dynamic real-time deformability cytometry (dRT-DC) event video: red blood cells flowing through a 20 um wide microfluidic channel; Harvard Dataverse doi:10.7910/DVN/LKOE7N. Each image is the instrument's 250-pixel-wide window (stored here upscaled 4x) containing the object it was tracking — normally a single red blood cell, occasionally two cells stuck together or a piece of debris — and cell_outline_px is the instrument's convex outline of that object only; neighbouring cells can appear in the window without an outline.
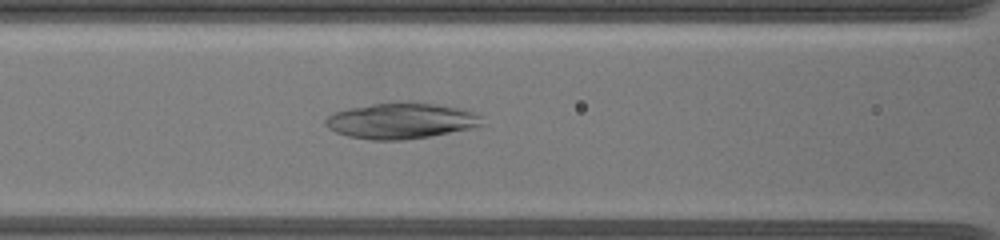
{"species": "common noctule bat (a hibernating species)", "species_latin": "Nyctalus noctula", "temperature_condition": "warm", "stored_images_in_passage": 32, "camera_frame_rate_fps": 3000, "um_per_image_px": 0.085, "animal": {"sex": "female", "body_mass_g": 19.5, "forearm_length_mm": 54.1}, "frame": {"image": 1, "passage_image": 13, "time_ms": 9.333, "image_size_px": [1000, 240], "cell_outline_px": [[484, 124], [476, 128], [404, 140], [372, 140], [348, 136], [336, 132], [328, 128], [324, 124], [324, 120], [332, 112], [348, 108], [372, 104], [400, 100], [436, 104], [460, 108], [472, 112], [480, 116]], "centroid_in_image_um": [34.08, 10.25], "position_along_channel_um": 132.5, "area_um2": 33.12}}
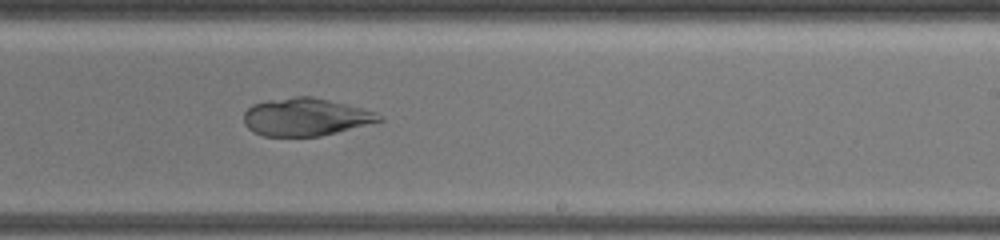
{"frame": {"image": 2, "passage_image": 18, "time_ms": 13.0, "image_size_px": [1000, 240], "cell_outline_px": [[384, 120], [320, 136], [264, 136], [252, 132], [244, 124], [244, 112], [252, 104], [264, 100], [292, 96], [312, 96], [376, 112], [384, 116]], "centroid_in_image_um": [25.93, 9.94], "position_along_channel_um": 263.1, "area_um2": 29.77}}
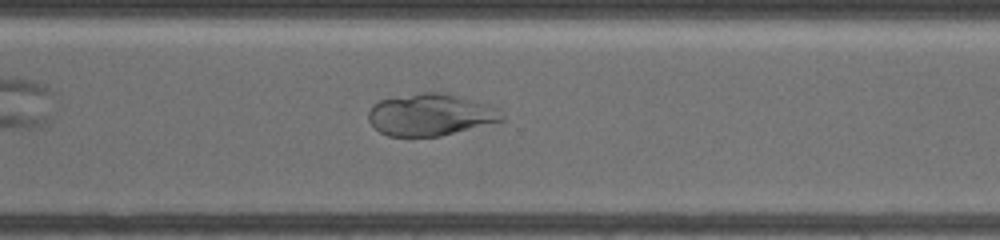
{"frame": {"image": 3, "passage_image": 23, "time_ms": 15.0, "image_size_px": [1000, 240], "cell_outline_px": [[504, 120], [440, 136], [388, 136], [380, 132], [368, 120], [368, 112], [372, 104], [380, 100], [420, 92], [444, 92], [500, 108], [504, 116]], "centroid_in_image_um": [36.58, 9.75], "position_along_channel_um": 334.0, "area_um2": 32.54}}